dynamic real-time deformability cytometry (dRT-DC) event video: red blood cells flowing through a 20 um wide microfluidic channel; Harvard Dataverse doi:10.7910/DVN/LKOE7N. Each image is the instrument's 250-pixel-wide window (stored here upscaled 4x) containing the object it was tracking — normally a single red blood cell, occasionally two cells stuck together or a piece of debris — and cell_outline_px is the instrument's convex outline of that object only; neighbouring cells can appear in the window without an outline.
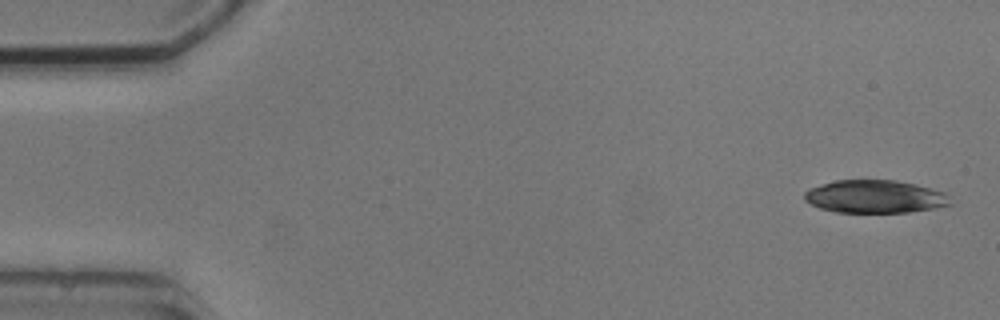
{"species": "common noctule bat (a hibernating species)", "species_latin": "Nyctalus noctula", "temperature_condition": "cold", "stored_images_in_passage": 6, "camera_frame_rate_fps": 3000, "um_per_image_px": 0.085, "animal": {"sex": "male", "body_mass_g": 20.5, "forearm_length_mm": 52.5}, "frame": {"image": 1, "passage_image": 1, "time_ms": 0.0, "image_size_px": [1000, 320], "cell_outline_px": [[952, 204], [936, 208], [908, 212], [836, 212], [820, 208], [804, 200], [804, 192], [808, 188], [836, 180], [896, 180], [916, 184], [944, 192], [948, 196]], "centroid_in_image_um": [74.36, 16.71], "position_along_channel_um": 10.6, "area_um2": 27.98}}